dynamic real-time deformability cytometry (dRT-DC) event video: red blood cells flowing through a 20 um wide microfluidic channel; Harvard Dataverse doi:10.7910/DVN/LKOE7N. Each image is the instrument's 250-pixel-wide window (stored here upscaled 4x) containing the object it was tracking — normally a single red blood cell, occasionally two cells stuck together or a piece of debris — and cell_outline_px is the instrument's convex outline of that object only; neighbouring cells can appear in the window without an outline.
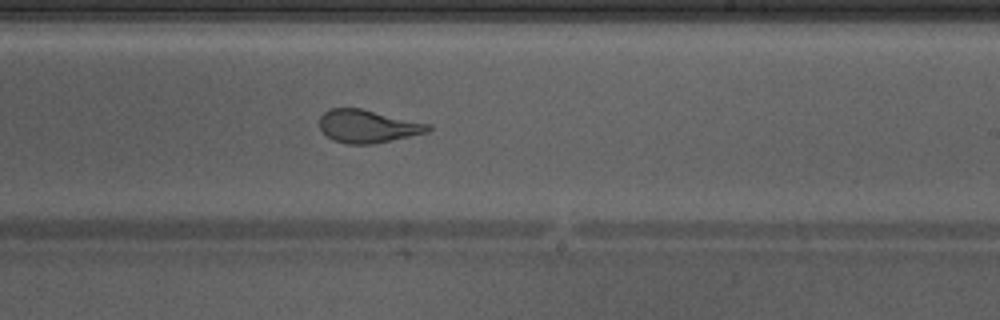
{"species": "Egyptian fruit bat (a non-hibernating species)", "species_latin": "Rousettus aegyptiacus", "temperature_condition": "warm", "stored_images_in_passage": 34, "camera_frame_rate_fps": 3000, "um_per_image_px": 0.085, "animal": {"sex": "male"}, "frame": {"image": 1, "passage_image": 15, "time_ms": 4.667, "image_size_px": [1000, 320], "cell_outline_px": [[432, 128], [428, 132], [372, 144], [348, 144], [332, 140], [320, 128], [320, 116], [324, 112], [332, 108], [360, 108], [432, 124]], "centroid_in_image_um": [31.27, 10.73], "position_along_channel_um": 257.7, "area_um2": 20.75}, "authors_computed_cell_mechanics": {"area_um2": 22.5131, "velocity_mm_per_s": 4.2764, "shape_relaxation_time_tau1_ms": 4.5257, "shape_relaxation_time_tau2_ms": 0.7211, "deformation_change_tau1": 0.1845, "deformation_change_tau2": 0.069}}